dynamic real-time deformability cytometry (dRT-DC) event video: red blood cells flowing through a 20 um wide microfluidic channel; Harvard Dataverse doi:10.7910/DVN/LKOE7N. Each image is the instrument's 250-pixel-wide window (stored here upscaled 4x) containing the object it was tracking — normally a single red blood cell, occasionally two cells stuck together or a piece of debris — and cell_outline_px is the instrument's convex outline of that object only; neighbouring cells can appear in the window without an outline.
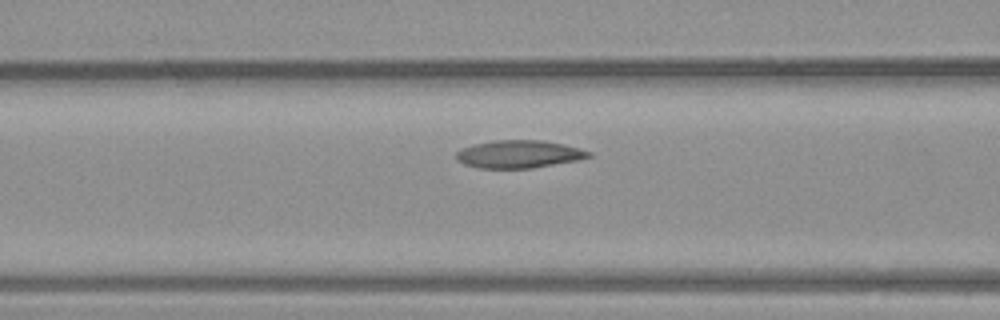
{"species": "common noctule bat (a hibernating species)", "species_latin": "Nyctalus noctula", "temperature_condition": "warm", "stored_images_in_passage": 12, "camera_frame_rate_fps": 3000, "um_per_image_px": 0.085, "animal": {"sex": "male", "body_mass_g": 23.1, "forearm_length_mm": 52.7}, "frame": {"image": 1, "passage_image": 10, "time_ms": 3.0, "image_size_px": [1000, 320], "cell_outline_px": [[592, 156], [580, 160], [532, 168], [476, 168], [464, 164], [456, 160], [456, 152], [460, 148], [472, 144], [492, 140], [540, 140], [564, 144], [580, 148], [592, 152]], "centroid_in_image_um": [44.09, 13.1], "position_along_channel_um": 122.5, "area_um2": 21.73}}